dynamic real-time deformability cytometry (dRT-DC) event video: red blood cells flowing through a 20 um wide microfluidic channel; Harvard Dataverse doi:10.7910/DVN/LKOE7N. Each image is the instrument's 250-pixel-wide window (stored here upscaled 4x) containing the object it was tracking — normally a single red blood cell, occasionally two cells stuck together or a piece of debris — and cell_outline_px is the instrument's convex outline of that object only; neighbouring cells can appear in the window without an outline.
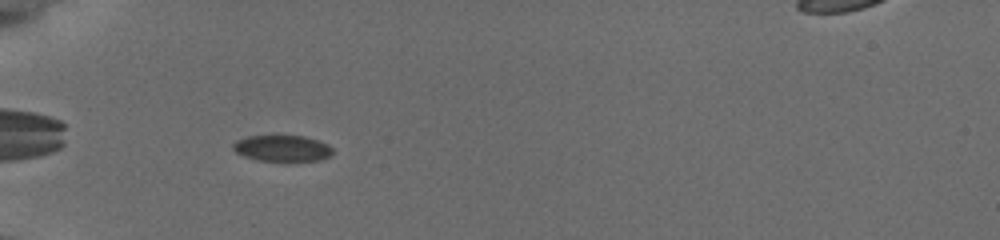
{"species": "common noctule bat (a hibernating species)", "species_latin": "Nyctalus noctula", "temperature_condition": "cold", "stored_images_in_passage": 34, "camera_frame_rate_fps": 3000, "um_per_image_px": 0.085, "animal": {"sex": "female", "body_mass_g": 19.5, "forearm_length_mm": 54.1}, "frame": {"image": 1, "passage_image": 4, "time_ms": 1.0, "image_size_px": [1000, 240], "cell_outline_px": [[332, 156], [320, 160], [256, 160], [244, 156], [236, 152], [232, 148], [232, 144], [236, 140], [248, 136], [276, 132], [304, 136], [328, 144], [332, 148]], "centroid_in_image_um": [23.95, 12.54], "position_along_channel_um": 61.0, "area_um2": 15.84}}
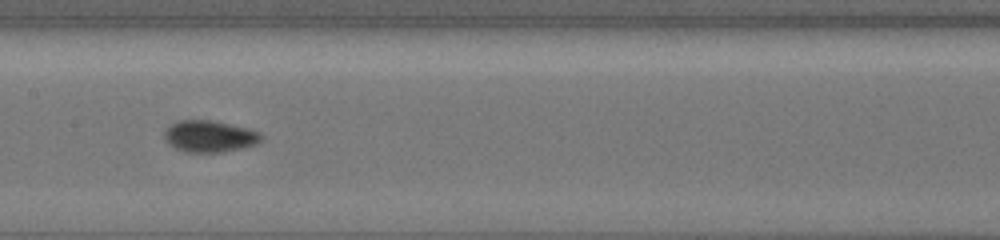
{"frame": {"image": 2, "passage_image": 15, "time_ms": 4.667, "image_size_px": [1000, 240], "cell_outline_px": [[264, 136], [256, 144], [224, 152], [188, 152], [176, 148], [168, 144], [164, 140], [164, 128], [168, 124], [176, 120], [208, 120], [228, 124], [260, 132]], "centroid_in_image_um": [17.74, 11.58], "position_along_channel_um": 189.7, "area_um2": 17.86}}
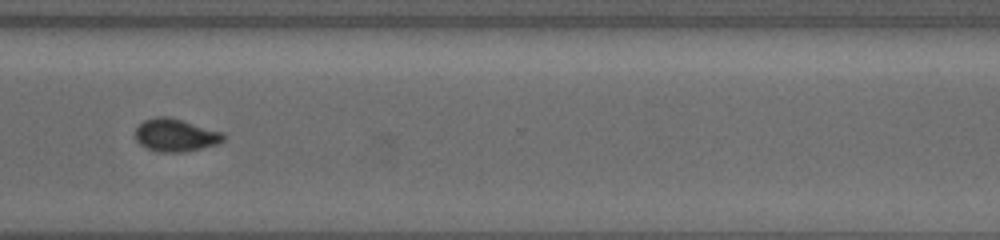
{"frame": {"image": 3, "passage_image": 28, "time_ms": 9.0, "image_size_px": [1000, 240], "cell_outline_px": [[224, 140], [216, 144], [184, 152], [156, 152], [140, 144], [136, 140], [136, 128], [144, 120], [156, 116], [168, 116], [224, 132]], "centroid_in_image_um": [14.91, 11.48], "position_along_channel_um": 355.7, "area_um2": 16.76}, "authors_computed_cell_mechanics": {"area_um2": 16.8487, "velocity_mm_per_s": 3.8431, "shape_relaxation_time_tau1_ms": 8.4243, "shape_relaxation_time_tau2_ms": null, "deformation_change_tau1": 0.1128, "deformation_change_tau2": null}}